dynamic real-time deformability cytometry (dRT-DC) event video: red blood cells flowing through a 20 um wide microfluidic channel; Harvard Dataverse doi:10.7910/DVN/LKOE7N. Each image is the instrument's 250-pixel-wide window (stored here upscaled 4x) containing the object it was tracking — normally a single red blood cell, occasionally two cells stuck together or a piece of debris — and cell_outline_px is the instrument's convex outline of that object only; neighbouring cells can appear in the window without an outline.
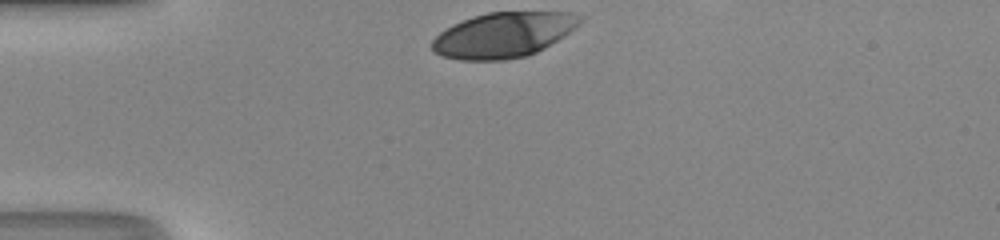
{"species": "human", "species_latin": "Homo sapiens", "temperature_condition": "room temperature", "stored_images_in_passage": 28, "camera_frame_rate_fps": 3000, "um_per_image_px": 0.085, "donor": {"sex": "male"}, "frame": {"image": 1, "passage_image": 1, "time_ms": 0.0, "image_size_px": [1000, 240], "cell_outline_px": [[584, 20], [580, 24], [544, 48], [528, 56], [504, 60], [460, 60], [444, 56], [436, 52], [432, 48], [432, 40], [440, 32], [452, 24], [472, 16], [488, 12], [568, 12], [584, 16]], "centroid_in_image_um": [42.79, 2.96], "position_along_channel_um": 42.2, "area_um2": 38.84}}
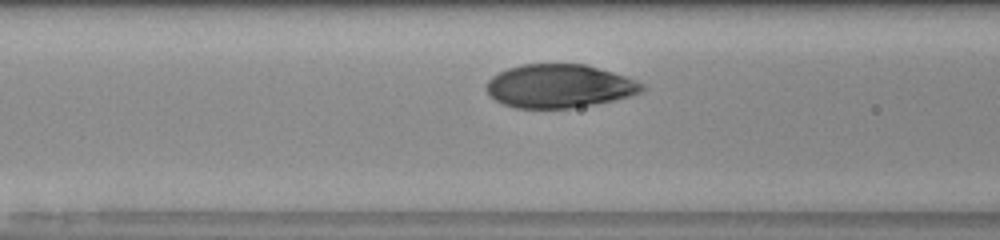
{"frame": {"image": 2, "passage_image": 9, "time_ms": 2.667, "image_size_px": [1000, 240], "cell_outline_px": [[644, 92], [632, 96], [596, 104], [568, 108], [516, 108], [504, 104], [496, 100], [484, 88], [484, 84], [492, 76], [508, 68], [520, 64], [584, 64], [612, 72], [624, 76], [644, 84]], "centroid_in_image_um": [47.53, 7.32], "position_along_channel_um": 119.1, "area_um2": 39.42}}
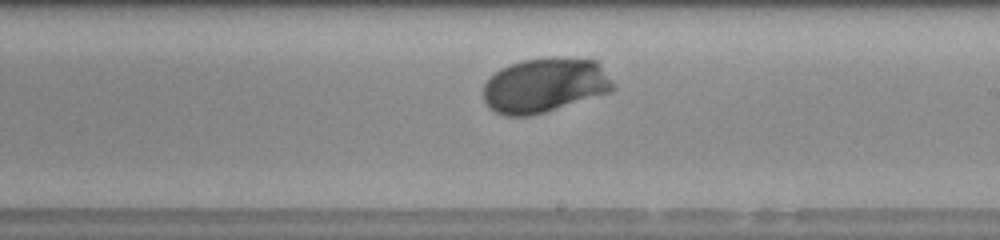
{"frame": {"image": 3, "passage_image": 18, "time_ms": 5.667, "image_size_px": [1000, 240], "cell_outline_px": [[616, 88], [612, 92], [544, 112], [528, 116], [504, 116], [488, 108], [484, 100], [484, 84], [500, 68], [524, 60], [552, 56], [556, 56], [596, 60], [600, 64]], "centroid_in_image_um": [46.32, 7.24], "position_along_channel_um": 242.7, "area_um2": 41.38}, "authors_computed_cell_mechanics": {"area_um2": 40.6045, "velocity_mm_per_s": 4.1375, "shape_relaxation_time_tau1_ms": 2.2888, "shape_relaxation_time_tau2_ms": null, "deformation_change_tau1": 0.162, "deformation_change_tau2": null}}